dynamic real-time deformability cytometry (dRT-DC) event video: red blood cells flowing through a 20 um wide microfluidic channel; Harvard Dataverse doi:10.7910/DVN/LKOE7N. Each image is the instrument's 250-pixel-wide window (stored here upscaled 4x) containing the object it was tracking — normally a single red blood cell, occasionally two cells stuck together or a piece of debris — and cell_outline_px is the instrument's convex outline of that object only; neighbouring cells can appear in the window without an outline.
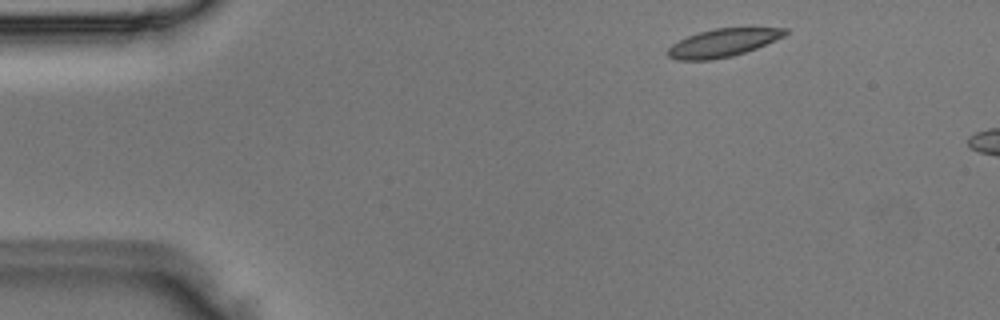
{"species": "Egyptian fruit bat (a non-hibernating species)", "species_latin": "Rousettus aegyptiacus", "temperature_condition": "room temperature", "stored_images_in_passage": 3, "camera_frame_rate_fps": 3000, "um_per_image_px": 0.085, "animal": {"sex": "male"}, "frame": {"image": 1, "passage_image": 1, "time_ms": 0.0, "image_size_px": [1000, 320], "cell_outline_px": [[788, 32], [784, 36], [756, 48], [732, 56], [712, 60], [676, 60], [668, 56], [664, 52], [672, 44], [688, 36], [700, 32], [716, 28], [788, 28]], "centroid_in_image_um": [61.41, 3.65], "position_along_channel_um": 23.6, "area_um2": 19.02}}